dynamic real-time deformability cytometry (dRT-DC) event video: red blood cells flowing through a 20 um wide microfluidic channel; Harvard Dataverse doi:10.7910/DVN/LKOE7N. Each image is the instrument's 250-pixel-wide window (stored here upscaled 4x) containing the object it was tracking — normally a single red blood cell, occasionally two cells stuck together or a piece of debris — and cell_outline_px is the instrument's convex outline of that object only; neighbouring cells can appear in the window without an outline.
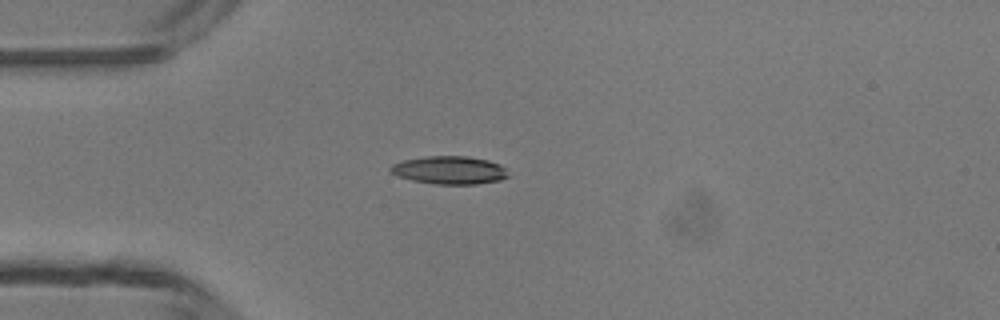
{"species": "common noctule bat (a hibernating species)", "species_latin": "Nyctalus noctula", "temperature_condition": "room temperature", "stored_images_in_passage": 1, "camera_frame_rate_fps": 3000, "um_per_image_px": 0.085, "animal": {"sex": "male", "body_mass_g": 13.3}, "frame": {"image": 1, "passage_image": 1, "time_ms": 0.0, "image_size_px": [1000, 320], "cell_outline_px": [[508, 176], [500, 180], [476, 184], [436, 184], [412, 180], [396, 176], [388, 172], [388, 168], [392, 164], [404, 160], [428, 156], [468, 156], [488, 160], [500, 164], [504, 168]], "centroid_in_image_um": [38.16, 14.46], "position_along_channel_um": 46.8, "area_um2": 19.25}}